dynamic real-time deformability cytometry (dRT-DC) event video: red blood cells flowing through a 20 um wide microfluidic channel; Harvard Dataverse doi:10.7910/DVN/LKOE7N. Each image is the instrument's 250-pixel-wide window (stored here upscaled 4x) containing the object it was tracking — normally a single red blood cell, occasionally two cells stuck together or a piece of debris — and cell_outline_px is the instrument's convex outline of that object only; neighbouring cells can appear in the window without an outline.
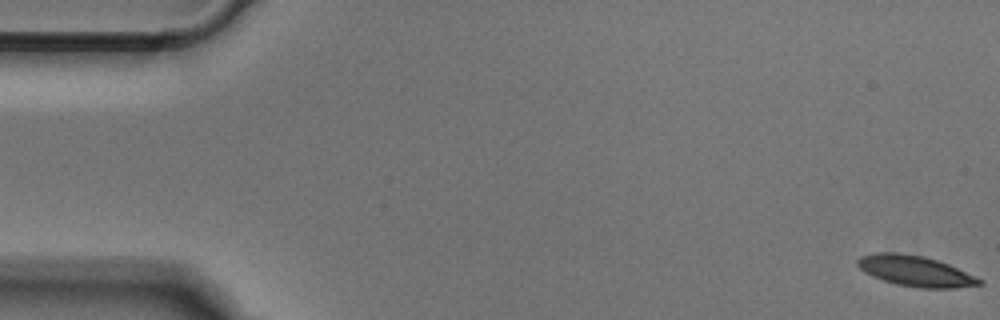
{"species": "Egyptian fruit bat (a non-hibernating species)", "species_latin": "Rousettus aegyptiacus", "temperature_condition": "cold", "stored_images_in_passage": 52, "camera_frame_rate_fps": 3000, "um_per_image_px": 0.085, "animal": {"sex": "male"}, "frame": {"image": 1, "passage_image": 1, "time_ms": 0.0, "image_size_px": [1000, 320], "cell_outline_px": [[984, 284], [956, 288], [920, 288], [896, 284], [872, 276], [864, 272], [856, 264], [856, 260], [860, 256], [872, 252], [904, 252], [924, 256], [948, 264], [984, 280]], "centroid_in_image_um": [77.78, 23.02], "position_along_channel_um": 7.2, "area_um2": 21.96}}
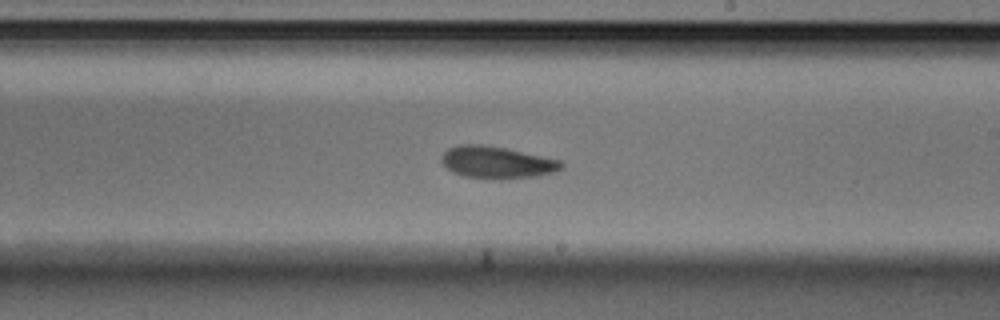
{"frame": {"image": 2, "passage_image": 30, "time_ms": 9.667, "image_size_px": [1000, 320], "cell_outline_px": [[564, 168], [556, 172], [536, 176], [500, 180], [492, 180], [464, 176], [452, 172], [440, 160], [440, 156], [448, 148], [460, 144], [480, 144], [504, 148], [560, 160], [564, 164]], "centroid_in_image_um": [42.23, 13.82], "position_along_channel_um": 246.8, "area_um2": 22.6}}
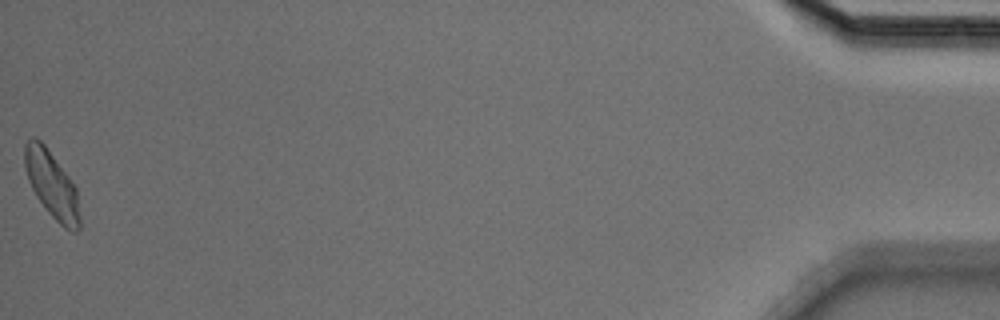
{"frame": {"image": 3, "passage_image": 52, "time_ms": 17.0, "image_size_px": [1000, 320], "cell_outline_px": [[80, 228], [76, 232], [72, 232], [64, 228], [48, 212], [36, 196], [28, 180], [24, 168], [24, 144], [32, 136], [36, 136], [44, 144], [68, 176], [76, 188], [80, 216]], "centroid_in_image_um": [4.39, 15.69], "position_along_channel_um": 430.8, "area_um2": 21.44}}